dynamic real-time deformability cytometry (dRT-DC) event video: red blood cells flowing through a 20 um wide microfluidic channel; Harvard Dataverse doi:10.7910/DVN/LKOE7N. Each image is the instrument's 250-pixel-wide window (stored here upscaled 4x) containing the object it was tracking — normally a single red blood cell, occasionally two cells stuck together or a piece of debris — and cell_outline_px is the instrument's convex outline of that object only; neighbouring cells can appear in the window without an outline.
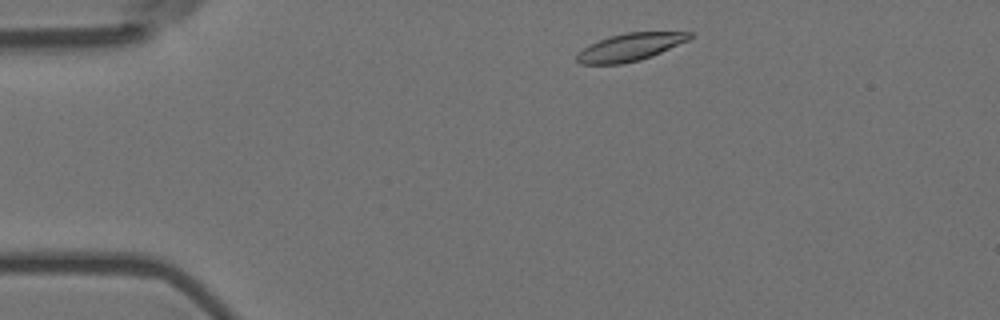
{"species": "Egyptian fruit bat (a non-hibernating species)", "species_latin": "Rousettus aegyptiacus", "temperature_condition": "room temperature", "stored_images_in_passage": 48, "camera_frame_rate_fps": 3000, "um_per_image_px": 0.085, "animal": {"sex": "female"}, "frame": {"image": 1, "passage_image": 2, "time_ms": 0.333, "image_size_px": [1000, 320], "cell_outline_px": [[692, 36], [688, 40], [652, 56], [640, 60], [620, 64], [580, 64], [576, 60], [576, 56], [588, 44], [608, 36], [624, 32], [692, 32]], "centroid_in_image_um": [53.53, 4.0], "position_along_channel_um": 31.5, "area_um2": 18.09}}
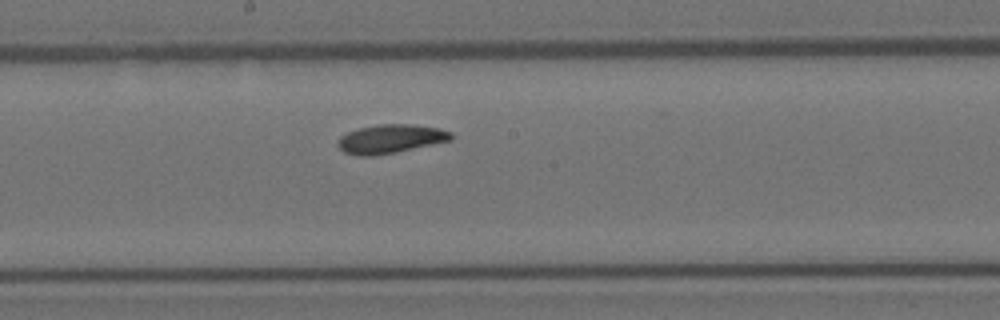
{"frame": {"image": 2, "passage_image": 22, "time_ms": 7.0, "image_size_px": [1000, 320], "cell_outline_px": [[452, 140], [372, 156], [360, 156], [344, 152], [336, 144], [340, 136], [356, 128], [376, 124], [412, 124], [440, 128], [452, 132]], "centroid_in_image_um": [33.16, 11.78], "position_along_channel_um": 215.0, "area_um2": 18.9}}
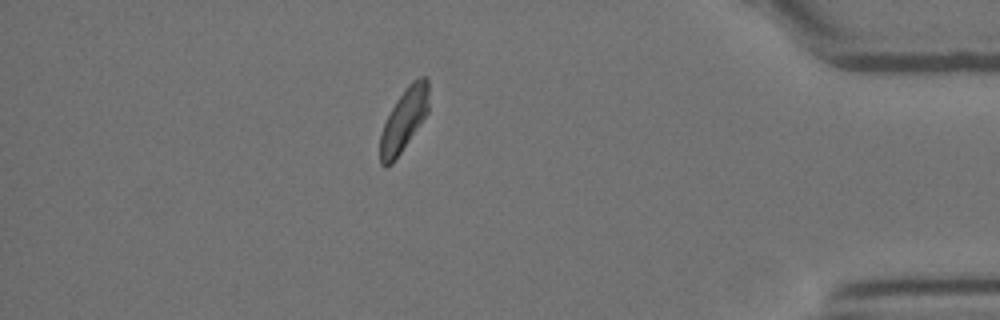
{"frame": {"image": 3, "passage_image": 41, "time_ms": 13.333, "image_size_px": [1000, 320], "cell_outline_px": [[428, 112], [420, 124], [392, 164], [384, 168], [380, 164], [380, 136], [384, 124], [396, 100], [408, 84], [412, 80], [420, 76], [428, 76]], "centroid_in_image_um": [34.33, 10.17], "position_along_channel_um": 400.9, "area_um2": 17.63}, "authors_computed_cell_mechanics": {"area_um2": 18.4671, "velocity_mm_per_s": 3.5446, "shape_relaxation_time_tau1_ms": 4.1158, "shape_relaxation_time_tau2_ms": 5.1286, "deformation_change_tau1": 0.1135, "deformation_change_tau2": 0.1158}}